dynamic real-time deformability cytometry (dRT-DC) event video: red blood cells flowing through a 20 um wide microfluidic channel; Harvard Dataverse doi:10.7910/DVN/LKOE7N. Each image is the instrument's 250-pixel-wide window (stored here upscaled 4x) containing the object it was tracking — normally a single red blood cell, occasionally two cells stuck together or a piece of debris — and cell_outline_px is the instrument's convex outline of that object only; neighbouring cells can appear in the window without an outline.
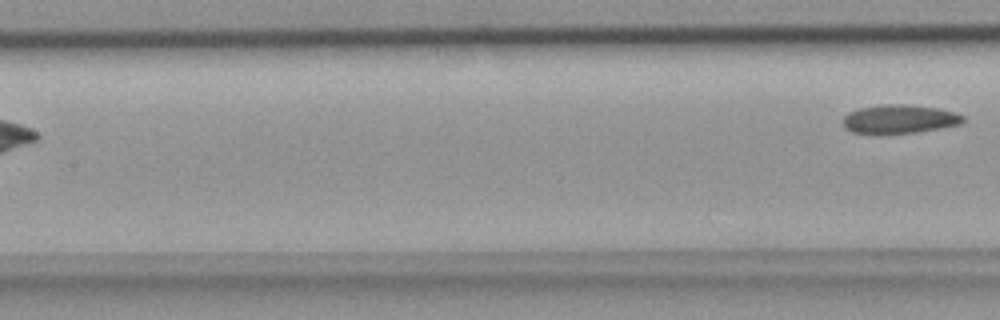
{"species": "common noctule bat (a hibernating species)", "species_latin": "Nyctalus noctula", "temperature_condition": "room temperature", "stored_images_in_passage": 7, "segment_of_instrument_passage": [2, 2], "camera_frame_rate_fps": 3000, "um_per_image_px": 0.085, "animal": {"sex": "female", "body_mass_g": 18.4}, "frame": {"image": 1, "passage_image": 7, "time_ms": 2.0, "image_size_px": [1000, 320], "cell_outline_px": [[964, 120], [960, 124], [916, 132], [852, 132], [844, 128], [844, 116], [848, 112], [860, 108], [884, 104], [904, 104], [936, 108], [956, 112], [964, 116]], "centroid_in_image_um": [76.46, 10.09], "position_along_channel_um": 130.9, "area_um2": 19.54}}